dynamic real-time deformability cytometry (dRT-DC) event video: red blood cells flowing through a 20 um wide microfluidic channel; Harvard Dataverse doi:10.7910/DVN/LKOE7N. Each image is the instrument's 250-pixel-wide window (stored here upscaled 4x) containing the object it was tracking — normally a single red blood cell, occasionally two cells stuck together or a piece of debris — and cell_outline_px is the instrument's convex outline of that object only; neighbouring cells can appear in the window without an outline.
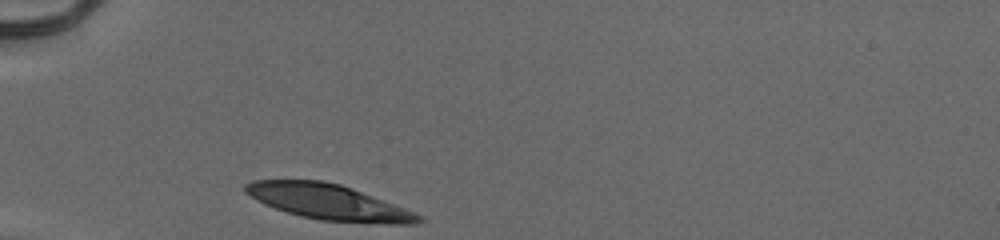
{"species": "human", "species_latin": "Homo sapiens", "temperature_condition": "cold", "stored_images_in_passage": 28, "camera_frame_rate_fps": 3000, "um_per_image_px": 0.085, "donor": {"sex": "male"}, "frame": {"image": 1, "passage_image": 1, "time_ms": 0.0, "image_size_px": [1000, 240], "cell_outline_px": [[424, 220], [420, 224], [388, 224], [320, 220], [300, 216], [264, 204], [256, 200], [244, 192], [244, 184], [252, 180], [324, 180], [340, 184], [352, 188], [424, 216]], "centroid_in_image_um": [27.92, 17.17], "position_along_channel_um": 57.1, "area_um2": 35.66}}
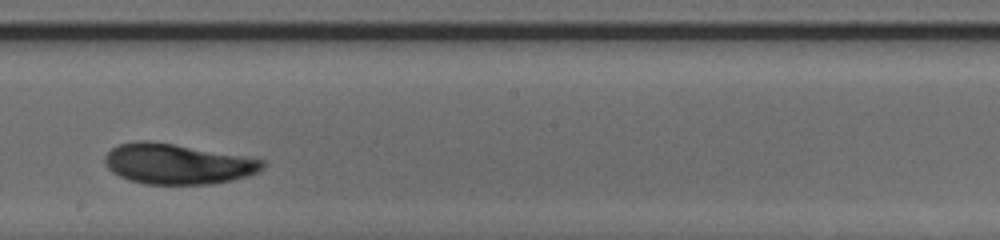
{"frame": {"image": 2, "passage_image": 16, "time_ms": 5.0, "image_size_px": [1000, 240], "cell_outline_px": [[264, 168], [248, 176], [232, 180], [212, 184], [144, 184], [128, 180], [112, 172], [108, 168], [104, 160], [104, 156], [112, 148], [120, 144], [136, 140], [148, 140], [244, 156], [264, 160]], "centroid_in_image_um": [15.06, 13.94], "position_along_channel_um": 233.1, "area_um2": 36.93}}
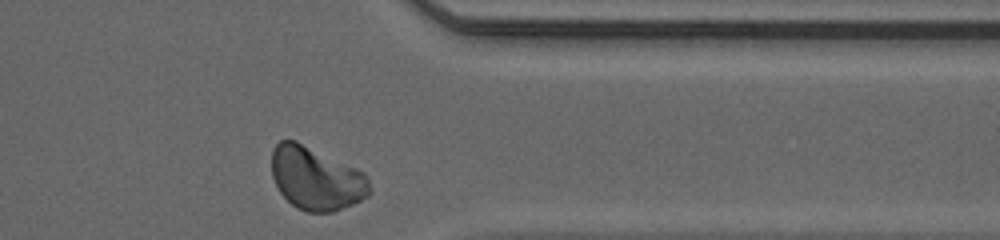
{"frame": {"image": 3, "passage_image": 28, "time_ms": 9.0, "image_size_px": [1000, 240], "cell_outline_px": [[372, 192], [368, 196], [352, 204], [332, 212], [304, 212], [296, 208], [280, 192], [272, 176], [272, 148], [280, 140], [296, 140], [356, 168], [364, 172], [372, 188]], "centroid_in_image_um": [26.87, 15.17], "position_along_channel_um": 384.5, "area_um2": 36.07}, "authors_computed_cell_mechanics": {"area_um2": 36.3851, "velocity_mm_per_s": 3.8737, "shape_relaxation_time_tau1_ms": 2.927, "shape_relaxation_time_tau2_ms": 1.1398, "deformation_change_tau1": 0.1569, "deformation_change_tau2": 0.0432}}